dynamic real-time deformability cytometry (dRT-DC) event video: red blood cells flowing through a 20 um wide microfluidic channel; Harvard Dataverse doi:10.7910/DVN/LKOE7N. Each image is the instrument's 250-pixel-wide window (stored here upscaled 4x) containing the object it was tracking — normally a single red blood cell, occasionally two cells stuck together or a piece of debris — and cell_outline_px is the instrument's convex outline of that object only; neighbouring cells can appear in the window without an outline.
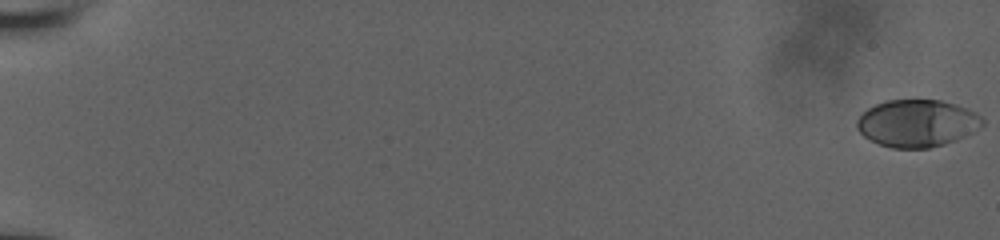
{"species": "human", "species_latin": "Homo sapiens", "temperature_condition": "room temperature", "stored_images_in_passage": 42, "camera_frame_rate_fps": 3000, "um_per_image_px": 0.085, "donor": {"sex": "male"}, "frame": {"image": 1, "passage_image": 1, "time_ms": 0.0, "image_size_px": [1000, 240], "cell_outline_px": [[984, 124], [980, 128], [956, 140], [944, 144], [928, 148], [892, 148], [880, 144], [864, 136], [856, 128], [856, 120], [868, 108], [884, 100], [940, 100], [956, 104], [968, 108], [976, 112], [984, 120]], "centroid_in_image_um": [77.97, 10.47], "position_along_channel_um": 7.0, "area_um2": 34.62}}
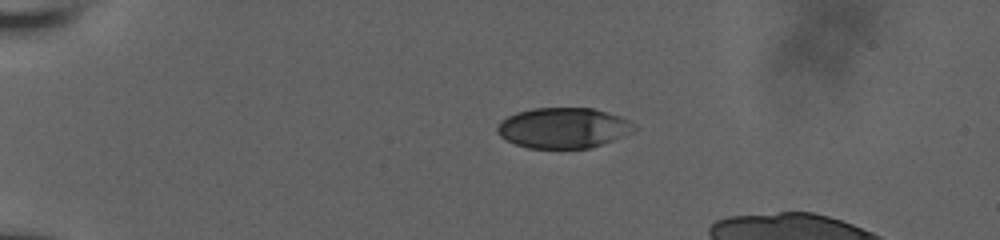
{"frame": {"image": 2, "passage_image": 30, "time_ms": 5.0, "image_size_px": [1000, 240], "cell_outline_px": [[636, 128], [612, 140], [588, 148], [528, 148], [516, 144], [500, 136], [496, 132], [496, 128], [500, 120], [516, 112], [532, 108], [592, 108], [620, 116], [628, 120]], "centroid_in_image_um": [47.8, 10.86], "position_along_channel_um": 37.2, "area_um2": 31.91}}